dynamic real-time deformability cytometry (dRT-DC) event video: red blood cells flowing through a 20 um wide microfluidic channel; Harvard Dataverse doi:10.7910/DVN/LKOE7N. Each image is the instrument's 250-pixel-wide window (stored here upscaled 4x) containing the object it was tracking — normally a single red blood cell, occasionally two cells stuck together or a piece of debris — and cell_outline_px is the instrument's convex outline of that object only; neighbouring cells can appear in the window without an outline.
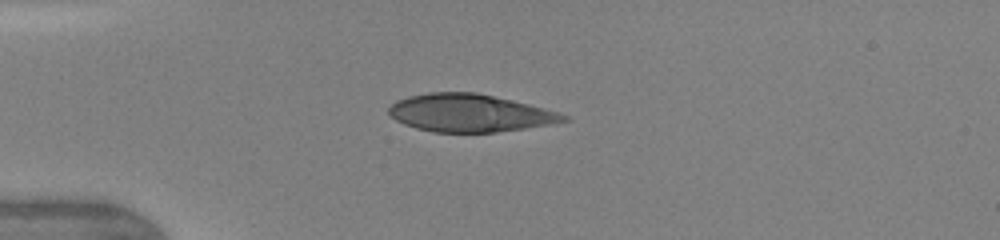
{"species": "human", "species_latin": "Homo sapiens", "temperature_condition": "warm", "stored_images_in_passage": 28, "camera_frame_rate_fps": 3000, "um_per_image_px": 0.085, "donor": {"sex": "female"}, "frame": {"image": 1, "passage_image": 1, "time_ms": 0.0, "image_size_px": [1000, 240], "cell_outline_px": [[572, 120], [524, 128], [496, 132], [432, 132], [416, 128], [404, 124], [396, 120], [388, 112], [388, 108], [396, 100], [408, 96], [428, 92], [476, 92], [512, 100], [528, 104], [556, 112], [568, 116]], "centroid_in_image_um": [39.88, 9.6], "position_along_channel_um": 45.1, "area_um2": 38.15}}